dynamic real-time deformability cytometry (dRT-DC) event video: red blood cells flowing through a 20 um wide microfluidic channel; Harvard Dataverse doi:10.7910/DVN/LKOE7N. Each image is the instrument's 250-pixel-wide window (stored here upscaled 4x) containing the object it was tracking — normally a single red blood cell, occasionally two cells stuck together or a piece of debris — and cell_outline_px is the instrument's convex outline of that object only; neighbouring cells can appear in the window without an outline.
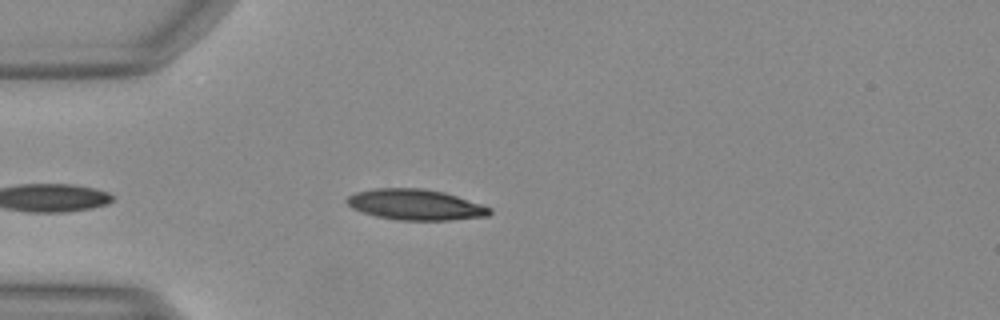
{"species": "Egyptian fruit bat (a non-hibernating species)", "species_latin": "Rousettus aegyptiacus", "temperature_condition": "warm", "stored_images_in_passage": 36, "camera_frame_rate_fps": 3000, "um_per_image_px": 0.085, "animal": {"sex": "female"}, "frame": {"image": 1, "passage_image": 2, "time_ms": 0.333, "image_size_px": [1000, 320], "cell_outline_px": [[492, 212], [488, 216], [448, 220], [400, 220], [376, 216], [360, 212], [352, 208], [344, 200], [348, 196], [356, 192], [376, 188], [424, 188], [444, 192], [492, 208]], "centroid_in_image_um": [35.29, 17.39], "position_along_channel_um": 49.7, "area_um2": 25.55}}
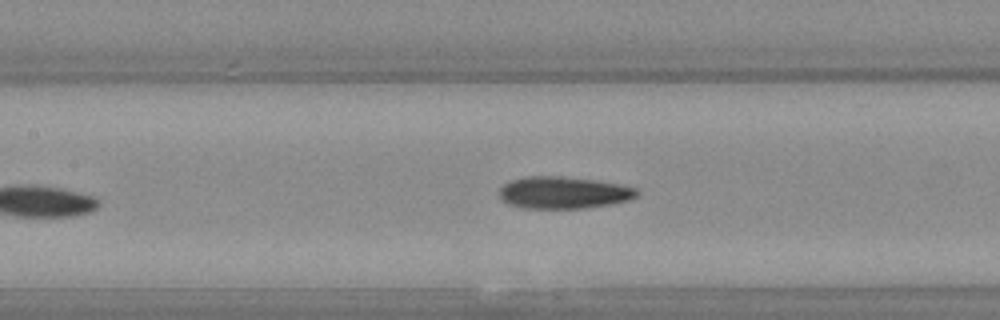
{"frame": {"image": 2, "passage_image": 11, "time_ms": 3.333, "image_size_px": [1000, 320], "cell_outline_px": [[640, 192], [636, 196], [628, 200], [612, 204], [584, 208], [524, 208], [508, 204], [500, 196], [500, 188], [504, 184], [512, 180], [528, 176], [556, 176], [592, 180], [616, 184], [636, 188]], "centroid_in_image_um": [47.89, 16.38], "position_along_channel_um": 159.5, "area_um2": 25.32}}
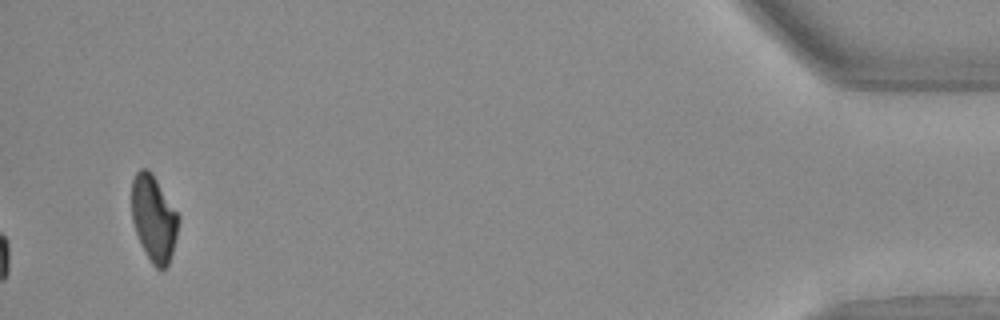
{"frame": {"image": 3, "passage_image": 36, "time_ms": 11.667, "image_size_px": [1000, 320], "cell_outline_px": [[180, 220], [172, 252], [168, 264], [160, 272], [152, 264], [140, 244], [132, 220], [132, 180], [136, 172], [140, 168], [148, 168], [152, 172], [180, 216]], "centroid_in_image_um": [13.07, 18.55], "position_along_channel_um": 422.1, "area_um2": 23.64}}